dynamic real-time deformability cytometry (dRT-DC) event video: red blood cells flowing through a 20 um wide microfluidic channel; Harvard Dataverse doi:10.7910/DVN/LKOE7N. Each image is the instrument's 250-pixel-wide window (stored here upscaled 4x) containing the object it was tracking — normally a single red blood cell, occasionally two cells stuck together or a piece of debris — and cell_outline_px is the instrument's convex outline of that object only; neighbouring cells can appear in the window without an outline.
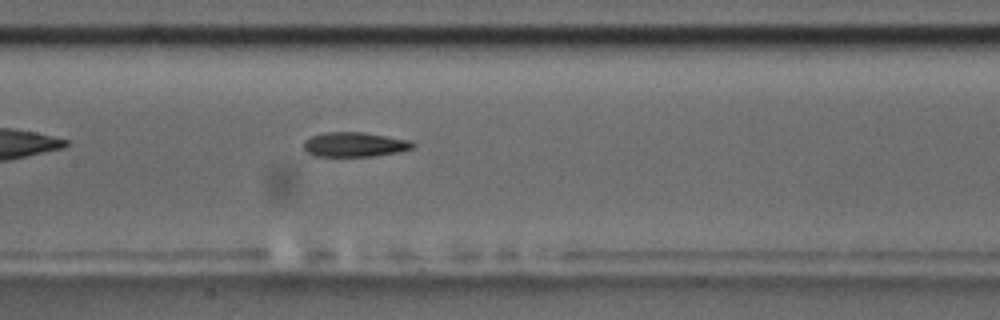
{"species": "common noctule bat (a hibernating species)", "species_latin": "Nyctalus noctula", "temperature_condition": "room temperature", "stored_images_in_passage": 40, "camera_frame_rate_fps": 3000, "um_per_image_px": 0.085, "animal": {"sex": "male", "body_mass_g": 17.5, "forearm_length_mm": 52.3}, "frame": {"image": 1, "passage_image": 12, "time_ms": 3.667, "image_size_px": [1000, 320], "cell_outline_px": [[416, 144], [412, 148], [400, 152], [372, 156], [316, 156], [308, 152], [304, 148], [304, 140], [312, 136], [324, 132], [360, 132], [388, 136], [412, 140]], "centroid_in_image_um": [30.18, 12.28], "position_along_channel_um": 177.2, "area_um2": 15.66}, "authors_computed_cell_mechanics": {"area_um2": 16.0684, "velocity_mm_per_s": 3.702, "shape_relaxation_time_tau1_ms": null, "shape_relaxation_time_tau2_ms": 5.2792, "deformation_change_tau1": null, "deformation_change_tau2": 0.1489}}